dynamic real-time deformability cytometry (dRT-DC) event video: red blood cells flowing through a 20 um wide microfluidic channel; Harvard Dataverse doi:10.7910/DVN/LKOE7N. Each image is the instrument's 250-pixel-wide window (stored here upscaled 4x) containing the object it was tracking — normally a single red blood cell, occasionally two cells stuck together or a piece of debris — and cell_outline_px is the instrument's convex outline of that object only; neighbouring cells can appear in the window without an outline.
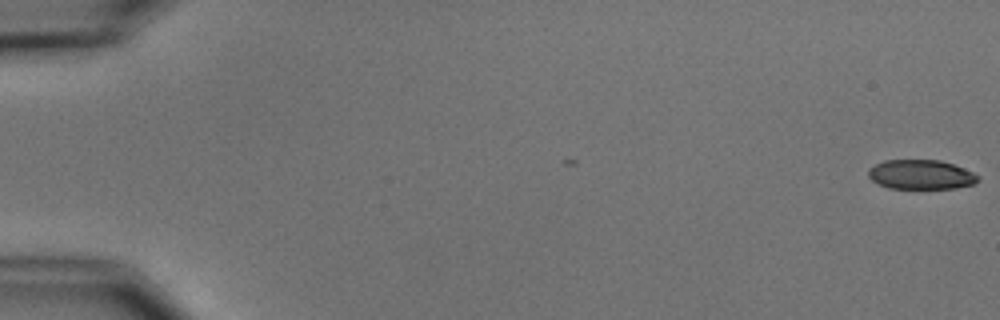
{"species": "common noctule bat (a hibernating species)", "species_latin": "Nyctalus noctula", "temperature_condition": "cold", "stored_images_in_passage": 6, "camera_frame_rate_fps": 3000, "um_per_image_px": 0.085, "animal": {"sex": "male", "body_mass_g": 15.6}, "frame": {"image": 1, "passage_image": 1, "time_ms": 0.0, "image_size_px": [1000, 320], "cell_outline_px": [[980, 180], [972, 184], [956, 188], [888, 188], [872, 180], [868, 176], [868, 168], [884, 160], [940, 160], [964, 168], [980, 176]], "centroid_in_image_um": [78.28, 14.83], "position_along_channel_um": 6.7, "area_um2": 18.79}}